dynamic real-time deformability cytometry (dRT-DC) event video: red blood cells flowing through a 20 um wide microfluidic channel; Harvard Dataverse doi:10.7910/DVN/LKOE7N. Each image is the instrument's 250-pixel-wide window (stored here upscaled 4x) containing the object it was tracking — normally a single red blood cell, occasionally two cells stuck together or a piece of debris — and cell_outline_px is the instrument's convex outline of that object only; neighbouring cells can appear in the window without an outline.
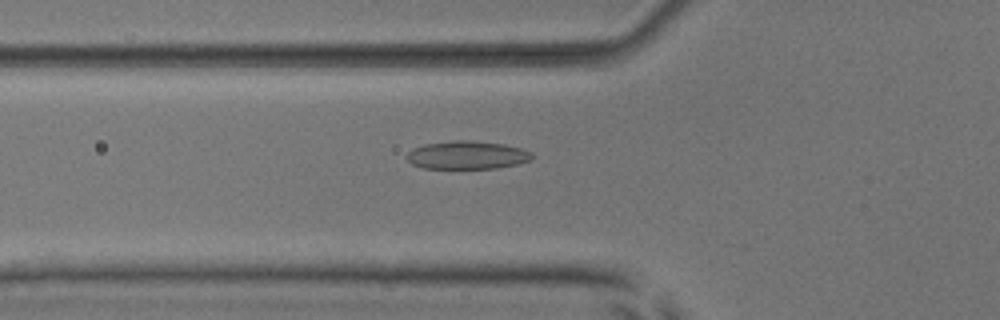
{"species": "common noctule bat (a hibernating species)", "species_latin": "Nyctalus noctula", "temperature_condition": "room temperature", "stored_images_in_passage": 31, "camera_frame_rate_fps": 3000, "um_per_image_px": 0.085, "animal": {"sex": "male", "body_mass_g": 17.9, "forearm_length_mm": 54.2}, "frame": {"image": 1, "passage_image": 2, "time_ms": 0.333, "image_size_px": [1000, 320], "cell_outline_px": [[536, 156], [532, 160], [516, 164], [496, 168], [424, 168], [412, 164], [404, 156], [412, 148], [424, 144], [456, 140], [472, 140], [504, 144], [520, 148], [532, 152]], "centroid_in_image_um": [39.71, 13.17], "position_along_channel_um": 86.1, "area_um2": 20.69}}
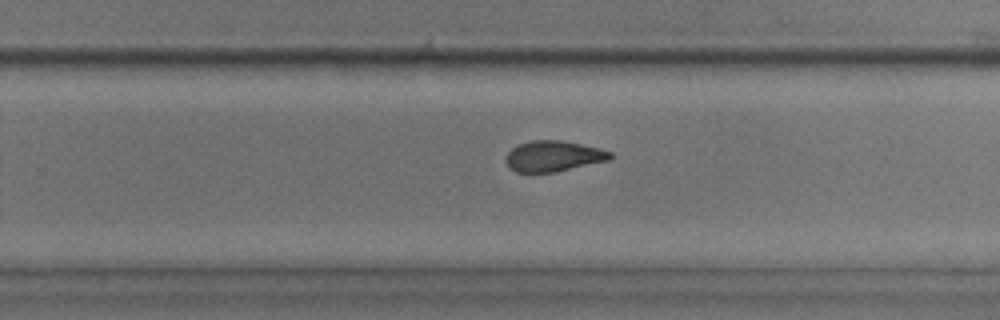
{"frame": {"image": 2, "passage_image": 17, "time_ms": 5.333, "image_size_px": [1000, 320], "cell_outline_px": [[616, 156], [608, 160], [556, 172], [516, 172], [508, 168], [508, 152], [516, 144], [532, 140], [560, 140], [600, 148], [612, 152]], "centroid_in_image_um": [47.07, 13.27], "position_along_channel_um": 282.7, "area_um2": 18.67}}
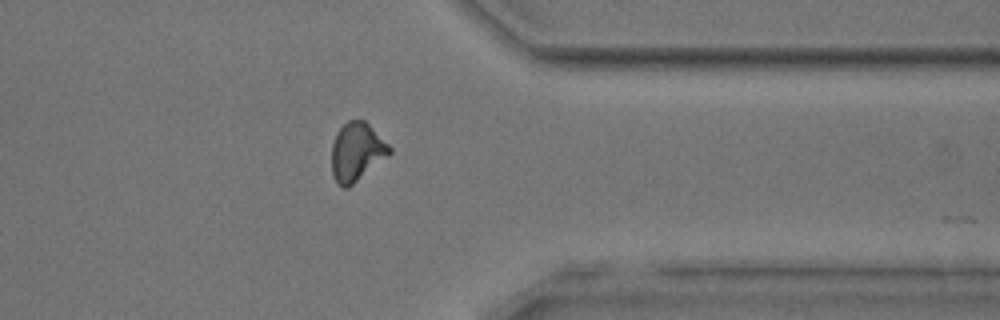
{"frame": {"image": 3, "passage_image": 25, "time_ms": 8.0, "image_size_px": [1000, 320], "cell_outline_px": [[392, 152], [388, 156], [348, 188], [340, 188], [336, 184], [332, 176], [332, 144], [336, 132], [348, 120], [364, 120], [392, 148]], "centroid_in_image_um": [30.29, 12.94], "position_along_channel_um": 381.1, "area_um2": 19.71}, "authors_computed_cell_mechanics": {"area_um2": 19.4786, "velocity_mm_per_s": 3.9385, "shape_relaxation_time_tau1_ms": 7.0391, "shape_relaxation_time_tau2_ms": 1.8739, "deformation_change_tau1": 0.1692, "deformation_change_tau2": 0.0742}}